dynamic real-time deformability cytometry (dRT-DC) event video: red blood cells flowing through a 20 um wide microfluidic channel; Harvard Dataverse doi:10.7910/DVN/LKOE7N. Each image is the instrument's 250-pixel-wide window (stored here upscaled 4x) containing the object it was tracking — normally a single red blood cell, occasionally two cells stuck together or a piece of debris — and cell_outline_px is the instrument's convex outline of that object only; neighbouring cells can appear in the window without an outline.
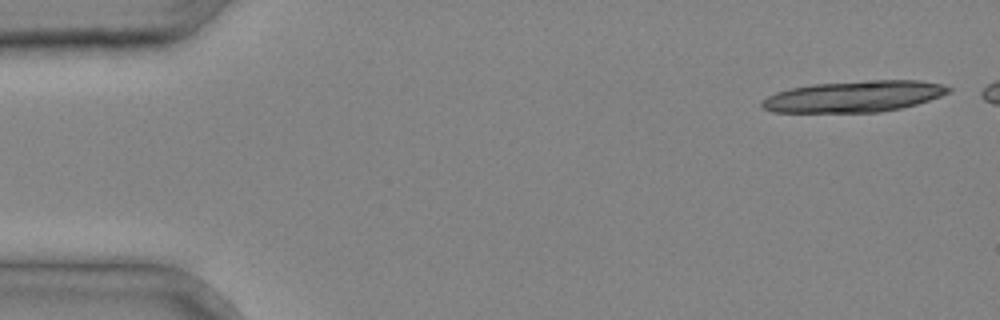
{"species": "common noctule bat (a hibernating species)", "species_latin": "Nyctalus noctula", "temperature_condition": "cold", "stored_images_in_passage": 16, "camera_frame_rate_fps": 3000, "um_per_image_px": 0.085, "animal": {"sex": "male", "body_mass_g": 20.4}, "frame": {"image": 1, "passage_image": 1, "time_ms": 0.0, "image_size_px": [1000, 320], "cell_outline_px": [[952, 92], [916, 104], [900, 108], [880, 112], [772, 112], [764, 108], [760, 104], [760, 100], [776, 92], [788, 88], [812, 84], [872, 80], [920, 80], [944, 84], [952, 88]], "centroid_in_image_um": [72.6, 8.19], "position_along_channel_um": 12.4, "area_um2": 34.16}}